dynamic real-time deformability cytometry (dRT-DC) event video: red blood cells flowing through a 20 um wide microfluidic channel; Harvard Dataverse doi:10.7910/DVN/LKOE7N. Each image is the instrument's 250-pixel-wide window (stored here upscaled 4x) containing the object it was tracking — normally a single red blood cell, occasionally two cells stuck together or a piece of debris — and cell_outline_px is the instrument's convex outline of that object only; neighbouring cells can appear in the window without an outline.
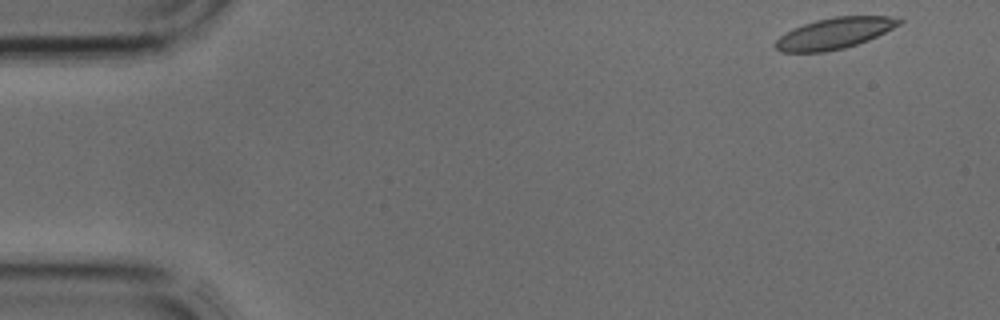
{"species": "common noctule bat (a hibernating species)", "species_latin": "Nyctalus noctula", "temperature_condition": "cold", "stored_images_in_passage": 4, "camera_frame_rate_fps": 3000, "um_per_image_px": 0.085, "animal": {"sex": "male", "body_mass_g": 17.9, "forearm_length_mm": 54.2}, "frame": {"image": 1, "passage_image": 1, "time_ms": 0.0, "image_size_px": [1000, 320], "cell_outline_px": [[904, 20], [900, 24], [868, 40], [844, 48], [824, 52], [780, 52], [772, 44], [780, 36], [792, 28], [816, 20], [832, 16], [892, 16]], "centroid_in_image_um": [70.89, 2.83], "position_along_channel_um": 14.1, "area_um2": 22.37}}